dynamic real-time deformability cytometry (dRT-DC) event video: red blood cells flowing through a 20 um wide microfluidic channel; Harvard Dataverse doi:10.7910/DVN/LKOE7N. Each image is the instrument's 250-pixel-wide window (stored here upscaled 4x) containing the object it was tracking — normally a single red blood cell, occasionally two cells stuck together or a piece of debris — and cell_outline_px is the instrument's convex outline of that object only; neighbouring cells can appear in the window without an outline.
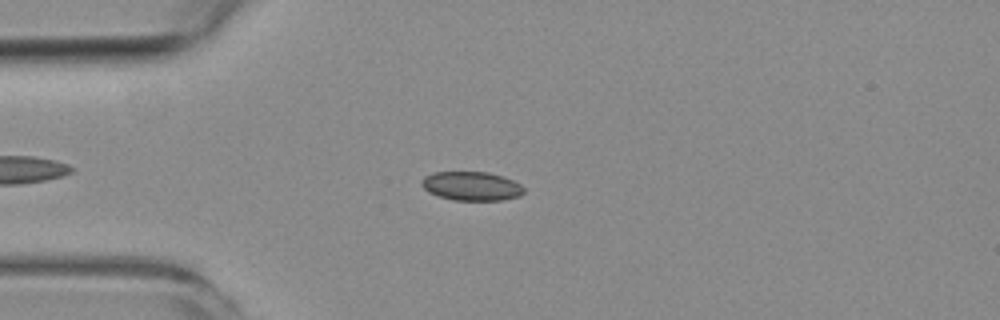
{"species": "common noctule bat (a hibernating species)", "species_latin": "Nyctalus noctula", "temperature_condition": "room temperature", "stored_images_in_passage": 6, "camera_frame_rate_fps": 3000, "um_per_image_px": 0.085, "animal": {"sex": "female", "body_mass_g": 19.3, "forearm_length_mm": 54.1}, "frame": {"image": 1, "passage_image": 3, "time_ms": 2.333, "image_size_px": [1000, 320], "cell_outline_px": [[524, 192], [520, 196], [504, 200], [452, 200], [436, 196], [428, 192], [420, 184], [420, 180], [424, 176], [432, 172], [488, 172], [504, 176], [520, 184], [524, 188]], "centroid_in_image_um": [40.05, 15.82], "position_along_channel_um": 45.0, "area_um2": 17.51}}
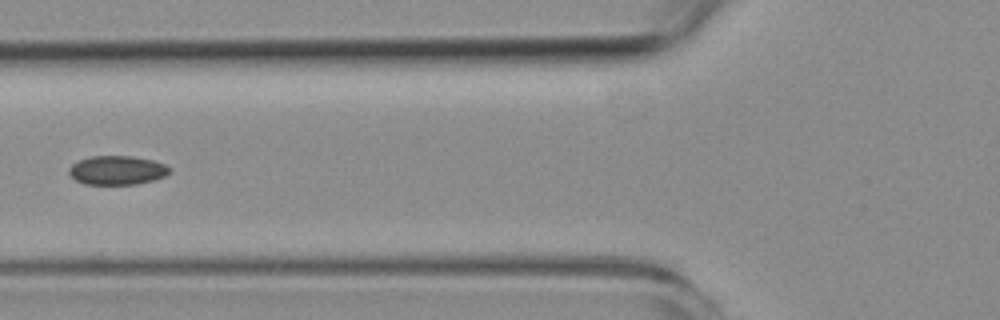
{"frame": {"image": 2, "passage_image": 5, "time_ms": 4.667, "image_size_px": [1000, 320], "cell_outline_px": [[172, 172], [156, 180], [136, 184], [84, 184], [76, 180], [68, 172], [68, 168], [72, 164], [80, 160], [92, 156], [132, 156], [152, 160], [164, 164], [172, 168]], "centroid_in_image_um": [9.99, 14.47], "position_along_channel_um": 115.8, "area_um2": 17.05}}
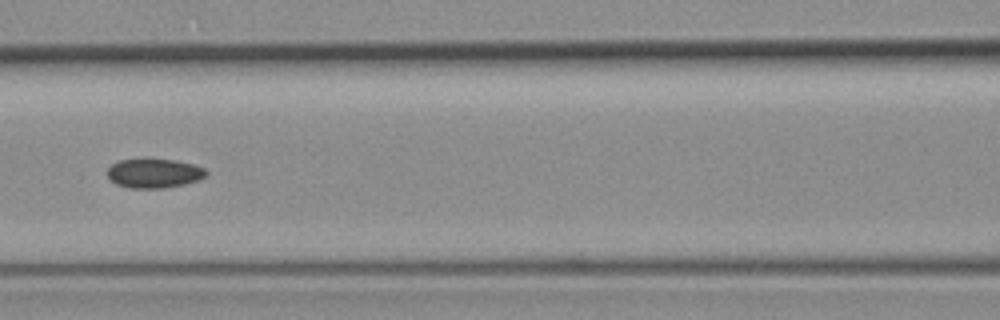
{"frame": {"image": 3, "passage_image": 6, "time_ms": 5.667, "image_size_px": [1000, 320], "cell_outline_px": [[208, 176], [200, 180], [184, 184], [164, 188], [128, 188], [116, 184], [108, 176], [108, 168], [112, 164], [120, 160], [176, 160], [192, 164], [204, 168], [208, 172]], "centroid_in_image_um": [13.14, 14.75], "position_along_channel_um": 153.5, "area_um2": 16.7}}